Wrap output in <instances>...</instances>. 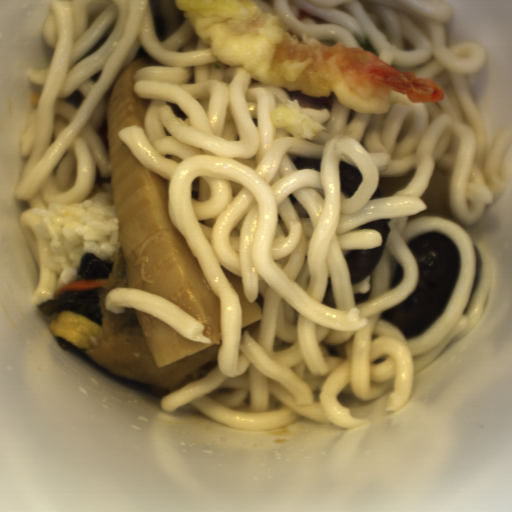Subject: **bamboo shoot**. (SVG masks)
<instances>
[{
  "label": "bamboo shoot",
  "instance_id": "bamboo-shoot-2",
  "mask_svg": "<svg viewBox=\"0 0 512 512\" xmlns=\"http://www.w3.org/2000/svg\"><path fill=\"white\" fill-rule=\"evenodd\" d=\"M223 273L228 282L235 291L240 302L241 327L244 329L263 319L262 309L255 302H251L248 298L243 279L236 276L227 269H223Z\"/></svg>",
  "mask_w": 512,
  "mask_h": 512
},
{
  "label": "bamboo shoot",
  "instance_id": "bamboo-shoot-1",
  "mask_svg": "<svg viewBox=\"0 0 512 512\" xmlns=\"http://www.w3.org/2000/svg\"><path fill=\"white\" fill-rule=\"evenodd\" d=\"M158 65L141 46L107 97L104 124L127 287L156 294L184 309L205 326L203 333L211 341L192 342L164 321L133 308L152 357L161 367L222 345V329L220 298L169 218V180L141 165L117 136L126 126L144 129V114L152 99L137 96L134 74L141 67Z\"/></svg>",
  "mask_w": 512,
  "mask_h": 512
}]
</instances>
